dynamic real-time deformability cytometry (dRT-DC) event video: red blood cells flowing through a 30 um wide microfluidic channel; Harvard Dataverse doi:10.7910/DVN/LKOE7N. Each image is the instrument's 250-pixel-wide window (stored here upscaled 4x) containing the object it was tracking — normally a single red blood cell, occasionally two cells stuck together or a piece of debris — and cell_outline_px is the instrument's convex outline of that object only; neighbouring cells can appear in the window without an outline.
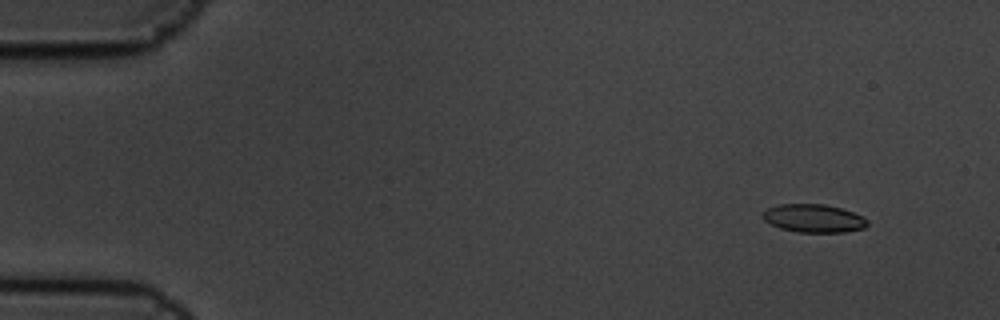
{"species": "common noctule bat (a hibernating species)", "species_latin": "Nyctalus noctula", "temperature_condition": "cold", "stored_images_in_passage": 5, "camera_frame_rate_fps": 3000, "um_per_image_px": 0.085, "animal": {"sex": "male", "body_mass_g": 19.5, "forearm_length_mm": 54.6}, "frame": {"image": 1, "passage_image": 1, "time_ms": 0.0, "image_size_px": [1000, 320], "cell_outline_px": [[868, 224], [864, 228], [844, 232], [796, 232], [780, 228], [764, 220], [760, 216], [768, 208], [776, 204], [824, 204], [840, 208], [864, 216], [868, 220]], "centroid_in_image_um": [69.16, 18.55], "position_along_channel_um": 15.8, "area_um2": 17.22}}
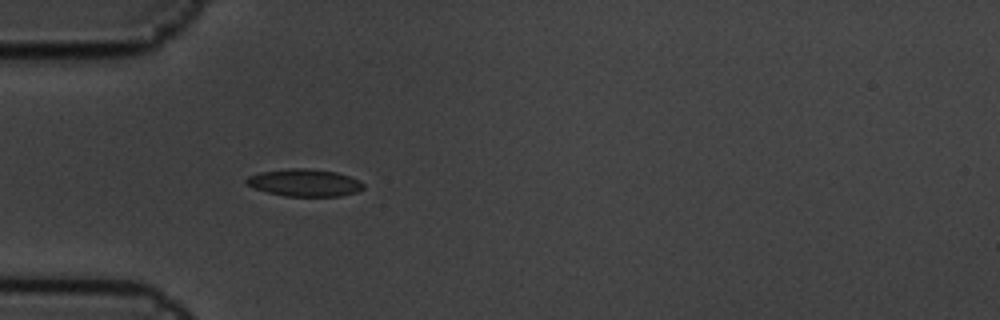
{"frame": {"image": 2, "passage_image": 5, "time_ms": 1.333, "image_size_px": [1000, 320], "cell_outline_px": [[364, 188], [356, 192], [340, 196], [284, 196], [268, 192], [256, 188], [248, 184], [244, 180], [248, 176], [260, 172], [288, 168], [308, 168], [336, 172], [360, 180], [364, 184]], "centroid_in_image_um": [25.9, 15.52], "position_along_channel_um": 59.1, "area_um2": 18.55}}